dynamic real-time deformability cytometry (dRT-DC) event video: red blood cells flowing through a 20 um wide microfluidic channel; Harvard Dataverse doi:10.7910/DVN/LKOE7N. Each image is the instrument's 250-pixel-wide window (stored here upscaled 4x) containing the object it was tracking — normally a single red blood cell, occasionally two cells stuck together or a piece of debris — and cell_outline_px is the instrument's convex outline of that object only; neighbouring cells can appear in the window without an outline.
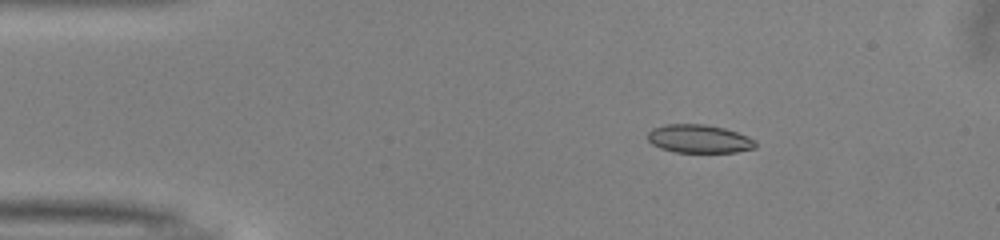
{"species": "common noctule bat (a hibernating species)", "species_latin": "Nyctalus noctula", "temperature_condition": "warm", "stored_images_in_passage": 43, "camera_frame_rate_fps": 3000, "um_per_image_px": 0.085, "animal": {"sex": "male", "body_mass_g": 13.0, "forearm_length_mm": 53.1}, "frame": {"image": 1, "passage_image": 1, "time_ms": 0.0, "image_size_px": [1000, 240], "cell_outline_px": [[756, 148], [736, 152], [676, 152], [660, 148], [652, 144], [648, 140], [648, 132], [652, 128], [664, 124], [704, 124], [724, 128], [748, 136], [756, 140]], "centroid_in_image_um": [59.42, 11.8], "position_along_channel_um": 25.6, "area_um2": 17.86}}
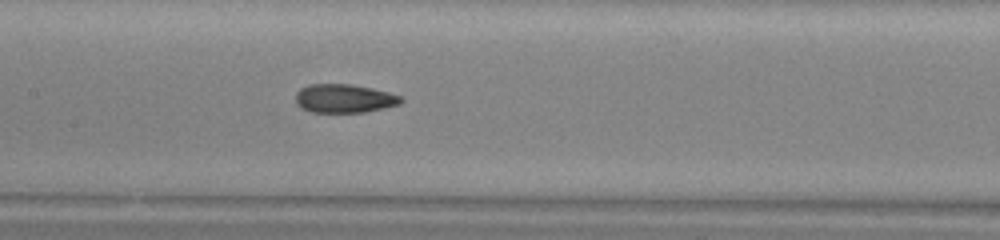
{"frame": {"image": 2, "passage_image": 17, "time_ms": 5.333, "image_size_px": [1000, 240], "cell_outline_px": [[404, 100], [400, 104], [384, 108], [364, 112], [312, 112], [296, 104], [296, 92], [300, 88], [308, 84], [352, 84], [372, 88], [388, 92], [400, 96]], "centroid_in_image_um": [29.26, 8.36], "position_along_channel_um": 178.1, "area_um2": 17.57}}
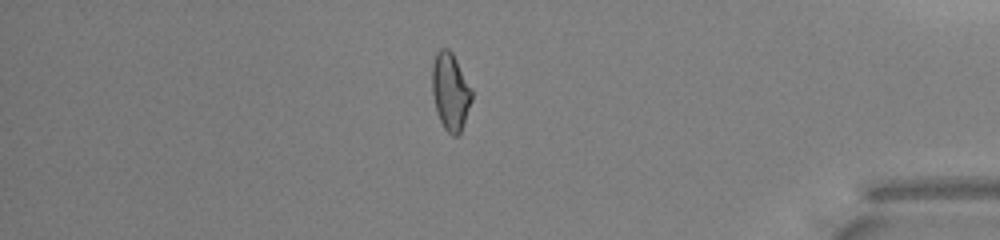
{"frame": {"image": 3, "passage_image": 36, "time_ms": 11.667, "image_size_px": [1000, 240], "cell_outline_px": [[472, 100], [460, 136], [452, 136], [444, 128], [440, 120], [436, 108], [432, 92], [432, 64], [436, 52], [440, 48], [448, 48], [452, 52], [472, 88]], "centroid_in_image_um": [38.3, 7.79], "position_along_channel_um": 396.9, "area_um2": 18.03}, "authors_computed_cell_mechanics": {"area_um2": 18.0914, "velocity_mm_per_s": 4.0479, "shape_relaxation_time_tau1_ms": null, "shape_relaxation_time_tau2_ms": 2.6928, "deformation_change_tau1": null, "deformation_change_tau2": 0.0928}}